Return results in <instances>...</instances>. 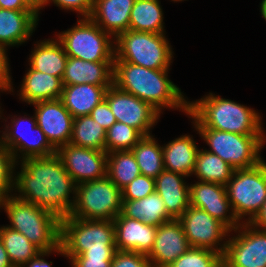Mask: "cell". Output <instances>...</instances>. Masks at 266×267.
Wrapping results in <instances>:
<instances>
[{"label":"cell","mask_w":266,"mask_h":267,"mask_svg":"<svg viewBox=\"0 0 266 267\" xmlns=\"http://www.w3.org/2000/svg\"><path fill=\"white\" fill-rule=\"evenodd\" d=\"M20 163L21 170L16 172L14 179V192L19 194H13L53 213L59 219L69 216L76 199V183L60 158L54 154L24 159Z\"/></svg>","instance_id":"obj_1"},{"label":"cell","mask_w":266,"mask_h":267,"mask_svg":"<svg viewBox=\"0 0 266 267\" xmlns=\"http://www.w3.org/2000/svg\"><path fill=\"white\" fill-rule=\"evenodd\" d=\"M168 71L114 61L113 85L149 103L160 114L163 108H175L187 115L189 101H186L181 89L169 79Z\"/></svg>","instance_id":"obj_2"},{"label":"cell","mask_w":266,"mask_h":267,"mask_svg":"<svg viewBox=\"0 0 266 267\" xmlns=\"http://www.w3.org/2000/svg\"><path fill=\"white\" fill-rule=\"evenodd\" d=\"M195 128H210L242 135H265L262 117L253 108L212 93L189 101V113Z\"/></svg>","instance_id":"obj_3"},{"label":"cell","mask_w":266,"mask_h":267,"mask_svg":"<svg viewBox=\"0 0 266 267\" xmlns=\"http://www.w3.org/2000/svg\"><path fill=\"white\" fill-rule=\"evenodd\" d=\"M60 244L65 257L113 258L116 252L113 220L61 219Z\"/></svg>","instance_id":"obj_4"},{"label":"cell","mask_w":266,"mask_h":267,"mask_svg":"<svg viewBox=\"0 0 266 267\" xmlns=\"http://www.w3.org/2000/svg\"><path fill=\"white\" fill-rule=\"evenodd\" d=\"M1 208L9 218L10 227L22 233L41 251H48L60 245L61 219L53 213L11 195Z\"/></svg>","instance_id":"obj_5"},{"label":"cell","mask_w":266,"mask_h":267,"mask_svg":"<svg viewBox=\"0 0 266 267\" xmlns=\"http://www.w3.org/2000/svg\"><path fill=\"white\" fill-rule=\"evenodd\" d=\"M166 34L128 30L115 40L114 61L156 70H170L173 50Z\"/></svg>","instance_id":"obj_6"},{"label":"cell","mask_w":266,"mask_h":267,"mask_svg":"<svg viewBox=\"0 0 266 267\" xmlns=\"http://www.w3.org/2000/svg\"><path fill=\"white\" fill-rule=\"evenodd\" d=\"M56 36L68 57L91 62H114V38L89 17L79 18L76 25Z\"/></svg>","instance_id":"obj_7"},{"label":"cell","mask_w":266,"mask_h":267,"mask_svg":"<svg viewBox=\"0 0 266 267\" xmlns=\"http://www.w3.org/2000/svg\"><path fill=\"white\" fill-rule=\"evenodd\" d=\"M226 188L237 219L250 223L266 201V162L262 160L250 168L234 169Z\"/></svg>","instance_id":"obj_8"},{"label":"cell","mask_w":266,"mask_h":267,"mask_svg":"<svg viewBox=\"0 0 266 267\" xmlns=\"http://www.w3.org/2000/svg\"><path fill=\"white\" fill-rule=\"evenodd\" d=\"M209 145L207 150L216 154L234 169L250 168L263 158L260 151L266 142L265 135H242L210 128H195Z\"/></svg>","instance_id":"obj_9"},{"label":"cell","mask_w":266,"mask_h":267,"mask_svg":"<svg viewBox=\"0 0 266 267\" xmlns=\"http://www.w3.org/2000/svg\"><path fill=\"white\" fill-rule=\"evenodd\" d=\"M122 209V190L106 175L76 185V199L69 216L87 220H114Z\"/></svg>","instance_id":"obj_10"},{"label":"cell","mask_w":266,"mask_h":267,"mask_svg":"<svg viewBox=\"0 0 266 267\" xmlns=\"http://www.w3.org/2000/svg\"><path fill=\"white\" fill-rule=\"evenodd\" d=\"M12 118L11 124H6L4 127L5 131L0 137V142L12 152L17 163L28 158L49 157L56 154L57 149L37 125L35 116L29 118L25 115L23 117L15 115ZM22 122H27V126ZM19 159L21 160L18 161Z\"/></svg>","instance_id":"obj_11"},{"label":"cell","mask_w":266,"mask_h":267,"mask_svg":"<svg viewBox=\"0 0 266 267\" xmlns=\"http://www.w3.org/2000/svg\"><path fill=\"white\" fill-rule=\"evenodd\" d=\"M228 238L222 255L223 267H266V232L242 222Z\"/></svg>","instance_id":"obj_12"},{"label":"cell","mask_w":266,"mask_h":267,"mask_svg":"<svg viewBox=\"0 0 266 267\" xmlns=\"http://www.w3.org/2000/svg\"><path fill=\"white\" fill-rule=\"evenodd\" d=\"M177 220L191 247L205 248L224 254L228 234L231 232L226 225L213 218L208 212L191 205Z\"/></svg>","instance_id":"obj_13"},{"label":"cell","mask_w":266,"mask_h":267,"mask_svg":"<svg viewBox=\"0 0 266 267\" xmlns=\"http://www.w3.org/2000/svg\"><path fill=\"white\" fill-rule=\"evenodd\" d=\"M117 122L137 129L143 136H149L150 130L160 118V113L149 103L111 85L105 94Z\"/></svg>","instance_id":"obj_14"},{"label":"cell","mask_w":266,"mask_h":267,"mask_svg":"<svg viewBox=\"0 0 266 267\" xmlns=\"http://www.w3.org/2000/svg\"><path fill=\"white\" fill-rule=\"evenodd\" d=\"M63 167L76 185L107 175V152L83 148L68 143L56 150Z\"/></svg>","instance_id":"obj_15"},{"label":"cell","mask_w":266,"mask_h":267,"mask_svg":"<svg viewBox=\"0 0 266 267\" xmlns=\"http://www.w3.org/2000/svg\"><path fill=\"white\" fill-rule=\"evenodd\" d=\"M189 186L191 206L208 212L231 231L235 230L242 223L233 212L226 186L202 181H197Z\"/></svg>","instance_id":"obj_16"},{"label":"cell","mask_w":266,"mask_h":267,"mask_svg":"<svg viewBox=\"0 0 266 267\" xmlns=\"http://www.w3.org/2000/svg\"><path fill=\"white\" fill-rule=\"evenodd\" d=\"M35 107L37 125L49 142L57 149L69 143L72 135L73 116L61 99L39 101Z\"/></svg>","instance_id":"obj_17"},{"label":"cell","mask_w":266,"mask_h":267,"mask_svg":"<svg viewBox=\"0 0 266 267\" xmlns=\"http://www.w3.org/2000/svg\"><path fill=\"white\" fill-rule=\"evenodd\" d=\"M190 247L180 222L173 219L157 227L154 245L147 258L153 267H167Z\"/></svg>","instance_id":"obj_18"},{"label":"cell","mask_w":266,"mask_h":267,"mask_svg":"<svg viewBox=\"0 0 266 267\" xmlns=\"http://www.w3.org/2000/svg\"><path fill=\"white\" fill-rule=\"evenodd\" d=\"M113 221L116 250L134 251L144 255L150 253L156 237V226L125 217L121 213Z\"/></svg>","instance_id":"obj_19"},{"label":"cell","mask_w":266,"mask_h":267,"mask_svg":"<svg viewBox=\"0 0 266 267\" xmlns=\"http://www.w3.org/2000/svg\"><path fill=\"white\" fill-rule=\"evenodd\" d=\"M135 0H94L89 18L114 39L130 30V15Z\"/></svg>","instance_id":"obj_20"},{"label":"cell","mask_w":266,"mask_h":267,"mask_svg":"<svg viewBox=\"0 0 266 267\" xmlns=\"http://www.w3.org/2000/svg\"><path fill=\"white\" fill-rule=\"evenodd\" d=\"M186 176L163 170L155 178V191L163 199L166 211L173 219H178L190 206V186Z\"/></svg>","instance_id":"obj_21"},{"label":"cell","mask_w":266,"mask_h":267,"mask_svg":"<svg viewBox=\"0 0 266 267\" xmlns=\"http://www.w3.org/2000/svg\"><path fill=\"white\" fill-rule=\"evenodd\" d=\"M39 17L31 10L0 8V45L14 47L29 40L36 30Z\"/></svg>","instance_id":"obj_22"},{"label":"cell","mask_w":266,"mask_h":267,"mask_svg":"<svg viewBox=\"0 0 266 267\" xmlns=\"http://www.w3.org/2000/svg\"><path fill=\"white\" fill-rule=\"evenodd\" d=\"M113 63L114 62H91L68 57L64 74L63 85L92 84L112 85L113 84Z\"/></svg>","instance_id":"obj_23"},{"label":"cell","mask_w":266,"mask_h":267,"mask_svg":"<svg viewBox=\"0 0 266 267\" xmlns=\"http://www.w3.org/2000/svg\"><path fill=\"white\" fill-rule=\"evenodd\" d=\"M62 90L61 78L35 71L29 67L23 78L18 96L21 101L31 105L39 101L60 99Z\"/></svg>","instance_id":"obj_24"},{"label":"cell","mask_w":266,"mask_h":267,"mask_svg":"<svg viewBox=\"0 0 266 267\" xmlns=\"http://www.w3.org/2000/svg\"><path fill=\"white\" fill-rule=\"evenodd\" d=\"M110 86L87 83L63 85L60 99L73 118L89 115L92 109L105 99Z\"/></svg>","instance_id":"obj_25"},{"label":"cell","mask_w":266,"mask_h":267,"mask_svg":"<svg viewBox=\"0 0 266 267\" xmlns=\"http://www.w3.org/2000/svg\"><path fill=\"white\" fill-rule=\"evenodd\" d=\"M191 135H181L162 146L164 169L189 177L194 172L197 147Z\"/></svg>","instance_id":"obj_26"},{"label":"cell","mask_w":266,"mask_h":267,"mask_svg":"<svg viewBox=\"0 0 266 267\" xmlns=\"http://www.w3.org/2000/svg\"><path fill=\"white\" fill-rule=\"evenodd\" d=\"M34 46L28 61L30 68L62 79L68 56L61 42L44 39Z\"/></svg>","instance_id":"obj_27"},{"label":"cell","mask_w":266,"mask_h":267,"mask_svg":"<svg viewBox=\"0 0 266 267\" xmlns=\"http://www.w3.org/2000/svg\"><path fill=\"white\" fill-rule=\"evenodd\" d=\"M121 214L156 227L173 220L156 191L140 200H122Z\"/></svg>","instance_id":"obj_28"},{"label":"cell","mask_w":266,"mask_h":267,"mask_svg":"<svg viewBox=\"0 0 266 267\" xmlns=\"http://www.w3.org/2000/svg\"><path fill=\"white\" fill-rule=\"evenodd\" d=\"M159 0H135L130 15V30L165 34Z\"/></svg>","instance_id":"obj_29"},{"label":"cell","mask_w":266,"mask_h":267,"mask_svg":"<svg viewBox=\"0 0 266 267\" xmlns=\"http://www.w3.org/2000/svg\"><path fill=\"white\" fill-rule=\"evenodd\" d=\"M234 172V168L216 154L206 149H199L196 155L195 175L198 181L218 183L226 186Z\"/></svg>","instance_id":"obj_30"},{"label":"cell","mask_w":266,"mask_h":267,"mask_svg":"<svg viewBox=\"0 0 266 267\" xmlns=\"http://www.w3.org/2000/svg\"><path fill=\"white\" fill-rule=\"evenodd\" d=\"M106 129L90 115L73 118L69 143L93 150L105 151Z\"/></svg>","instance_id":"obj_31"},{"label":"cell","mask_w":266,"mask_h":267,"mask_svg":"<svg viewBox=\"0 0 266 267\" xmlns=\"http://www.w3.org/2000/svg\"><path fill=\"white\" fill-rule=\"evenodd\" d=\"M131 151L141 175L155 179L164 170L163 150L153 135L144 136Z\"/></svg>","instance_id":"obj_32"},{"label":"cell","mask_w":266,"mask_h":267,"mask_svg":"<svg viewBox=\"0 0 266 267\" xmlns=\"http://www.w3.org/2000/svg\"><path fill=\"white\" fill-rule=\"evenodd\" d=\"M139 175L141 172L131 150L107 153V176L119 189Z\"/></svg>","instance_id":"obj_33"},{"label":"cell","mask_w":266,"mask_h":267,"mask_svg":"<svg viewBox=\"0 0 266 267\" xmlns=\"http://www.w3.org/2000/svg\"><path fill=\"white\" fill-rule=\"evenodd\" d=\"M0 239L13 267H20L41 252L22 233L7 226L0 227Z\"/></svg>","instance_id":"obj_34"},{"label":"cell","mask_w":266,"mask_h":267,"mask_svg":"<svg viewBox=\"0 0 266 267\" xmlns=\"http://www.w3.org/2000/svg\"><path fill=\"white\" fill-rule=\"evenodd\" d=\"M143 137L137 129L116 121L106 130L105 151L131 150Z\"/></svg>","instance_id":"obj_35"},{"label":"cell","mask_w":266,"mask_h":267,"mask_svg":"<svg viewBox=\"0 0 266 267\" xmlns=\"http://www.w3.org/2000/svg\"><path fill=\"white\" fill-rule=\"evenodd\" d=\"M167 267H223L222 254L205 248L190 247Z\"/></svg>","instance_id":"obj_36"},{"label":"cell","mask_w":266,"mask_h":267,"mask_svg":"<svg viewBox=\"0 0 266 267\" xmlns=\"http://www.w3.org/2000/svg\"><path fill=\"white\" fill-rule=\"evenodd\" d=\"M16 163L12 152L0 142V209L13 193Z\"/></svg>","instance_id":"obj_37"},{"label":"cell","mask_w":266,"mask_h":267,"mask_svg":"<svg viewBox=\"0 0 266 267\" xmlns=\"http://www.w3.org/2000/svg\"><path fill=\"white\" fill-rule=\"evenodd\" d=\"M155 192V179L139 175L122 189V200H140Z\"/></svg>","instance_id":"obj_38"},{"label":"cell","mask_w":266,"mask_h":267,"mask_svg":"<svg viewBox=\"0 0 266 267\" xmlns=\"http://www.w3.org/2000/svg\"><path fill=\"white\" fill-rule=\"evenodd\" d=\"M111 267H153L147 255L134 251L116 250Z\"/></svg>","instance_id":"obj_39"},{"label":"cell","mask_w":266,"mask_h":267,"mask_svg":"<svg viewBox=\"0 0 266 267\" xmlns=\"http://www.w3.org/2000/svg\"><path fill=\"white\" fill-rule=\"evenodd\" d=\"M94 0H44V7L50 2L62 10L76 11L82 18H88L93 8Z\"/></svg>","instance_id":"obj_40"},{"label":"cell","mask_w":266,"mask_h":267,"mask_svg":"<svg viewBox=\"0 0 266 267\" xmlns=\"http://www.w3.org/2000/svg\"><path fill=\"white\" fill-rule=\"evenodd\" d=\"M94 121L108 130L115 122V116L107 101L104 99L101 103L96 105L89 114Z\"/></svg>","instance_id":"obj_41"},{"label":"cell","mask_w":266,"mask_h":267,"mask_svg":"<svg viewBox=\"0 0 266 267\" xmlns=\"http://www.w3.org/2000/svg\"><path fill=\"white\" fill-rule=\"evenodd\" d=\"M7 48L0 45V91L13 92L12 78L9 68V58L7 55Z\"/></svg>","instance_id":"obj_42"},{"label":"cell","mask_w":266,"mask_h":267,"mask_svg":"<svg viewBox=\"0 0 266 267\" xmlns=\"http://www.w3.org/2000/svg\"><path fill=\"white\" fill-rule=\"evenodd\" d=\"M52 252L65 256L63 246L60 244L57 248L48 251H41L34 258H31L27 263L22 264L20 267H51L52 262H47L43 259L45 256H49Z\"/></svg>","instance_id":"obj_43"},{"label":"cell","mask_w":266,"mask_h":267,"mask_svg":"<svg viewBox=\"0 0 266 267\" xmlns=\"http://www.w3.org/2000/svg\"><path fill=\"white\" fill-rule=\"evenodd\" d=\"M113 258H72V267H111Z\"/></svg>","instance_id":"obj_44"},{"label":"cell","mask_w":266,"mask_h":267,"mask_svg":"<svg viewBox=\"0 0 266 267\" xmlns=\"http://www.w3.org/2000/svg\"><path fill=\"white\" fill-rule=\"evenodd\" d=\"M0 8L8 10H30L21 0H0Z\"/></svg>","instance_id":"obj_45"},{"label":"cell","mask_w":266,"mask_h":267,"mask_svg":"<svg viewBox=\"0 0 266 267\" xmlns=\"http://www.w3.org/2000/svg\"><path fill=\"white\" fill-rule=\"evenodd\" d=\"M254 227L266 232V201L261 211L256 217L250 222Z\"/></svg>","instance_id":"obj_46"},{"label":"cell","mask_w":266,"mask_h":267,"mask_svg":"<svg viewBox=\"0 0 266 267\" xmlns=\"http://www.w3.org/2000/svg\"><path fill=\"white\" fill-rule=\"evenodd\" d=\"M33 13L39 16V11L44 8V0H21Z\"/></svg>","instance_id":"obj_47"},{"label":"cell","mask_w":266,"mask_h":267,"mask_svg":"<svg viewBox=\"0 0 266 267\" xmlns=\"http://www.w3.org/2000/svg\"><path fill=\"white\" fill-rule=\"evenodd\" d=\"M0 267H13L1 239H0Z\"/></svg>","instance_id":"obj_48"},{"label":"cell","mask_w":266,"mask_h":267,"mask_svg":"<svg viewBox=\"0 0 266 267\" xmlns=\"http://www.w3.org/2000/svg\"><path fill=\"white\" fill-rule=\"evenodd\" d=\"M260 10L261 15L266 20V0H262V2L260 3Z\"/></svg>","instance_id":"obj_49"},{"label":"cell","mask_w":266,"mask_h":267,"mask_svg":"<svg viewBox=\"0 0 266 267\" xmlns=\"http://www.w3.org/2000/svg\"><path fill=\"white\" fill-rule=\"evenodd\" d=\"M0 109H1V107H0ZM1 111H2V110H0V119L2 118V116H1V115H2V112H1Z\"/></svg>","instance_id":"obj_50"},{"label":"cell","mask_w":266,"mask_h":267,"mask_svg":"<svg viewBox=\"0 0 266 267\" xmlns=\"http://www.w3.org/2000/svg\"><path fill=\"white\" fill-rule=\"evenodd\" d=\"M172 1H174V2H178V1H184V0H172Z\"/></svg>","instance_id":"obj_51"}]
</instances>
